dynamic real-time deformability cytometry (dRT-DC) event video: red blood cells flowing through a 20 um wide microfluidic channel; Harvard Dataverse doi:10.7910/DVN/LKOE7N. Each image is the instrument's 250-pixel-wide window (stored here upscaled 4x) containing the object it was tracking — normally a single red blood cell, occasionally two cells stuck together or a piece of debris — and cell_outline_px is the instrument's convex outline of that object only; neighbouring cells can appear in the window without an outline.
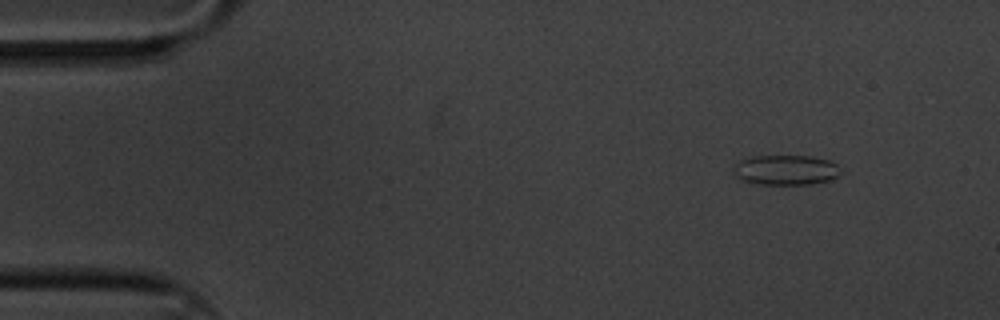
{"species": "common noctule bat (a hibernating species)", "species_latin": "Nyctalus noctula", "temperature_condition": "cold", "stored_images_in_passage": 5, "camera_frame_rate_fps": 3000, "um_per_image_px": 0.085, "animal": {"sex": "male", "body_mass_g": 20.1, "forearm_length_mm": 53.5}, "frame": {"image": 1, "passage_image": 2, "time_ms": 0.333, "image_size_px": [1000, 320], "cell_outline_px": [[840, 172], [832, 180], [812, 184], [760, 184], [740, 180], [732, 176], [736, 164], [740, 160], [752, 156], [812, 156], [832, 160], [840, 168]], "centroid_in_image_um": [66.79, 14.45], "position_along_channel_um": 18.2, "area_um2": 18.96}}
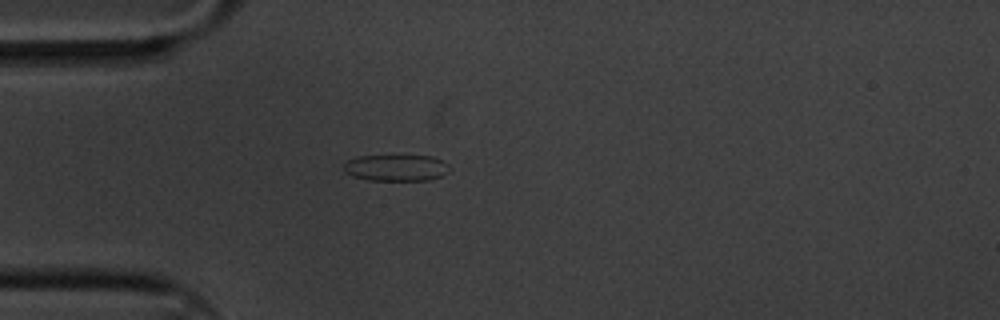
{"frame": {"image": 2, "passage_image": 4, "time_ms": 1.0, "image_size_px": [1000, 320], "cell_outline_px": [[452, 168], [448, 172], [440, 176], [428, 180], [368, 180], [352, 176], [344, 172], [344, 164], [348, 160], [360, 156], [432, 156], [444, 160]], "centroid_in_image_um": [33.7, 14.26], "position_along_channel_um": 51.3, "area_um2": 16.36}}